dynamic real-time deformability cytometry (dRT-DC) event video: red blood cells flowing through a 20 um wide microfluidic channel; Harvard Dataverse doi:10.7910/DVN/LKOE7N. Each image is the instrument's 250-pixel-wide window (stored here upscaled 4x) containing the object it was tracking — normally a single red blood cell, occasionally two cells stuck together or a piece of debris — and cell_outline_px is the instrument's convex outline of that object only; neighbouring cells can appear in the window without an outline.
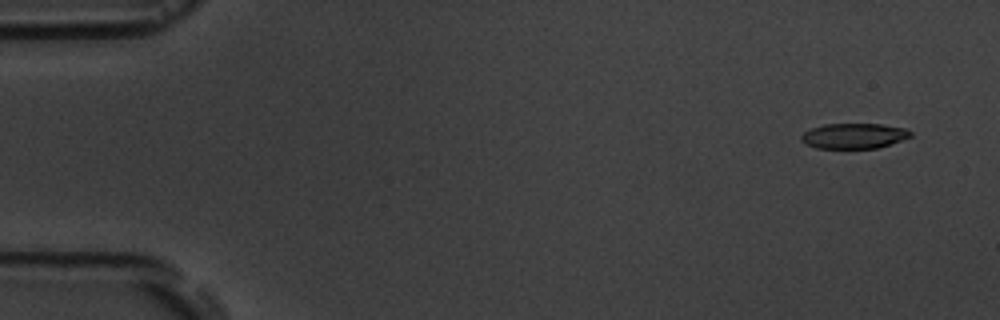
{"species": "common noctule bat (a hibernating species)", "species_latin": "Nyctalus noctula", "temperature_condition": "room temperature", "stored_images_in_passage": 6, "camera_frame_rate_fps": 3000, "um_per_image_px": 0.085, "animal": {"sex": "male", "body_mass_g": 19.5, "forearm_length_mm": 54.6}, "frame": {"image": 1, "passage_image": 1, "time_ms": 0.0, "image_size_px": [1000, 320], "cell_outline_px": [[912, 136], [876, 148], [816, 148], [800, 140], [800, 136], [804, 132], [812, 128], [824, 124], [880, 124], [904, 128], [912, 132]], "centroid_in_image_um": [72.56, 11.54], "position_along_channel_um": 12.4, "area_um2": 15.9}}
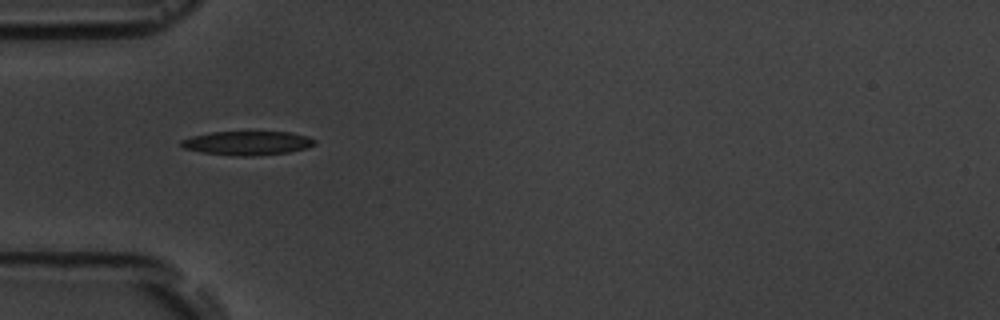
{"frame": {"image": 2, "passage_image": 5, "time_ms": 4.667, "image_size_px": [1000, 320], "cell_outline_px": [[316, 144], [308, 148], [288, 152], [252, 156], [236, 156], [204, 152], [184, 148], [180, 144], [180, 140], [192, 136], [212, 132], [288, 132], [308, 136], [316, 140]], "centroid_in_image_um": [21.06, 12.16], "position_along_channel_um": 63.9, "area_um2": 18.55}}
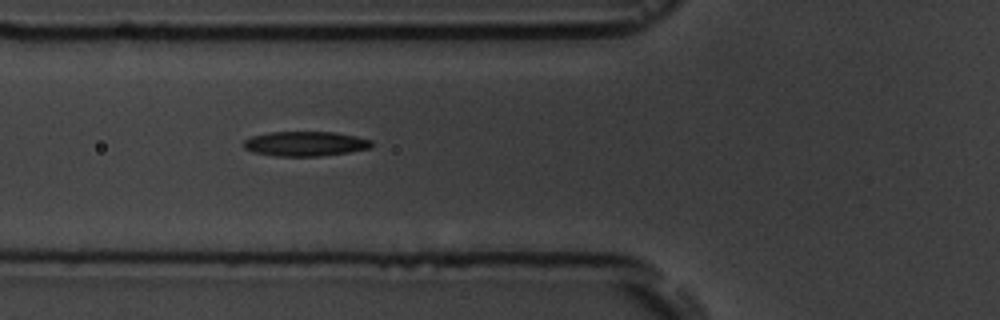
{"frame": {"image": 3, "passage_image": 6, "time_ms": 5.667, "image_size_px": [1000, 320], "cell_outline_px": [[372, 148], [348, 152], [320, 156], [276, 156], [252, 152], [244, 148], [244, 140], [252, 136], [268, 132], [332, 132], [356, 136], [372, 140]], "centroid_in_image_um": [25.95, 12.22], "position_along_channel_um": 99.9, "area_um2": 18.44}}